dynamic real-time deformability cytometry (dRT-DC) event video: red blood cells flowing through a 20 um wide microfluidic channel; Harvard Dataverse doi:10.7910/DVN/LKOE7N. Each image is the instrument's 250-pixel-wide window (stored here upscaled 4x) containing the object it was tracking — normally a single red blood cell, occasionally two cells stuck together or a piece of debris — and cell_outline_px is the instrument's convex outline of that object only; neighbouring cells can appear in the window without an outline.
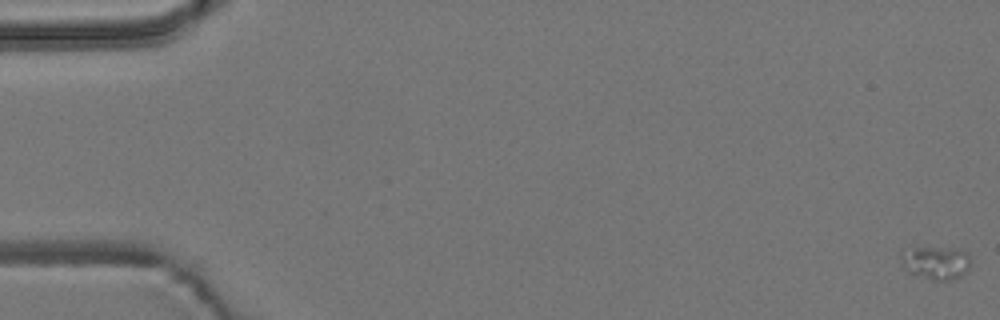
{"species": "common noctule bat (a hibernating species)", "species_latin": "Nyctalus noctula", "temperature_condition": "room temperature", "stored_images_in_passage": 58, "camera_frame_rate_fps": 3000, "um_per_image_px": 0.085, "animal": {"sex": "male", "body_mass_g": 19.2, "forearm_length_mm": 51.8}, "frame": {"image": 1, "passage_image": 1, "time_ms": 0.0, "image_size_px": [1000, 320], "cell_outline_px": [[972, 260], [968, 268], [960, 276], [952, 280], [932, 280], [908, 272], [900, 264], [900, 252], [912, 248], [960, 248], [968, 252]], "centroid_in_image_um": [79.55, 22.32], "position_along_channel_um": 5.4, "area_um2": 13.7}}